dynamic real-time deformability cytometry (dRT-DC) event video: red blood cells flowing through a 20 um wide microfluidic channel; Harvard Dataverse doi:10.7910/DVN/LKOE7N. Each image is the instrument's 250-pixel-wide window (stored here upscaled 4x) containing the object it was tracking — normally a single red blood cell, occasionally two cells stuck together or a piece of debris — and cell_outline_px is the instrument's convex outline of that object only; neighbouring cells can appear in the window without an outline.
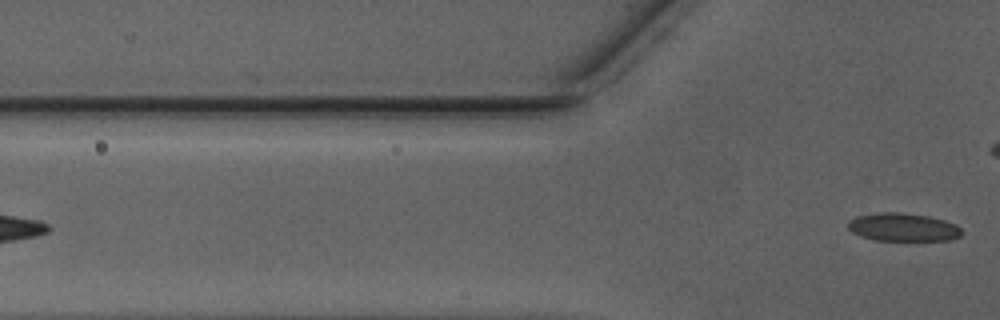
{"species": "Egyptian fruit bat (a non-hibernating species)", "species_latin": "Rousettus aegyptiacus", "temperature_condition": "warm", "stored_images_in_passage": 8, "camera_frame_rate_fps": 3000, "um_per_image_px": 0.085, "animal": {"sex": "male"}, "frame": {"image": 1, "passage_image": 8, "time_ms": 2.333, "image_size_px": [1000, 320], "cell_outline_px": [[960, 236], [948, 240], [876, 240], [860, 236], [852, 232], [848, 228], [848, 220], [856, 216], [876, 212], [900, 212], [928, 216], [944, 220], [956, 224], [960, 228]], "centroid_in_image_um": [76.71, 19.3], "position_along_channel_um": 49.1, "area_um2": 18.61}}